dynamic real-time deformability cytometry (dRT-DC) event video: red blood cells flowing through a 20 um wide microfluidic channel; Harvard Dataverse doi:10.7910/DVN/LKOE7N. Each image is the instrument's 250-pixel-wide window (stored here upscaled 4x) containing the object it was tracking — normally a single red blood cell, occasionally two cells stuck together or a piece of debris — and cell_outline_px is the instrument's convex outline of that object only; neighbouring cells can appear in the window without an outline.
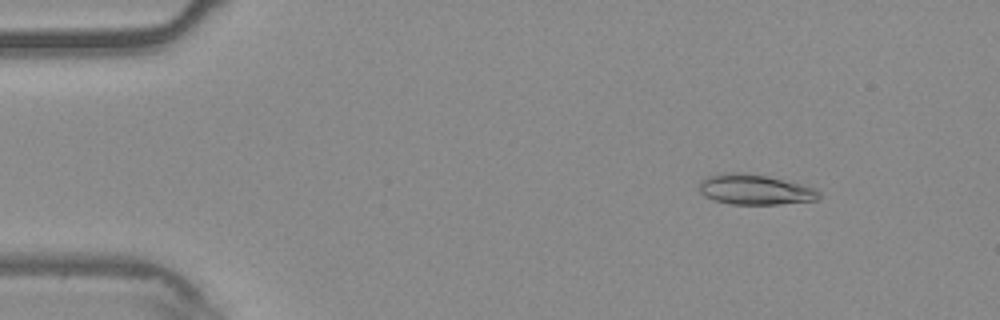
{"species": "common noctule bat (a hibernating species)", "species_latin": "Nyctalus noctula", "temperature_condition": "warm", "stored_images_in_passage": 55, "camera_frame_rate_fps": 3000, "um_per_image_px": 0.085, "animal": {"sex": "male", "body_mass_g": 20.4}, "frame": {"image": 1, "passage_image": 7, "time_ms": 2.0, "image_size_px": [1000, 320], "cell_outline_px": [[820, 196], [816, 200], [780, 204], [732, 204], [712, 200], [704, 196], [700, 192], [700, 180], [708, 176], [720, 172], [744, 172], [768, 176], [800, 184], [812, 188], [820, 192]], "centroid_in_image_um": [64.11, 16.1], "position_along_channel_um": 20.9, "area_um2": 21.15}}
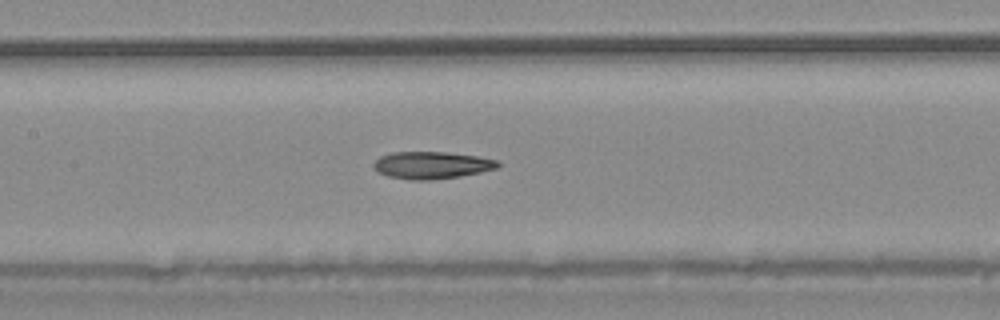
{"frame": {"image": 2, "passage_image": 26, "time_ms": 8.333, "image_size_px": [1000, 320], "cell_outline_px": [[500, 164], [496, 168], [480, 172], [460, 176], [432, 180], [408, 180], [388, 176], [372, 168], [372, 164], [380, 156], [392, 152], [444, 152], [476, 156], [500, 160]], "centroid_in_image_um": [36.68, 14.04], "position_along_channel_um": 170.7, "area_um2": 19.71}}
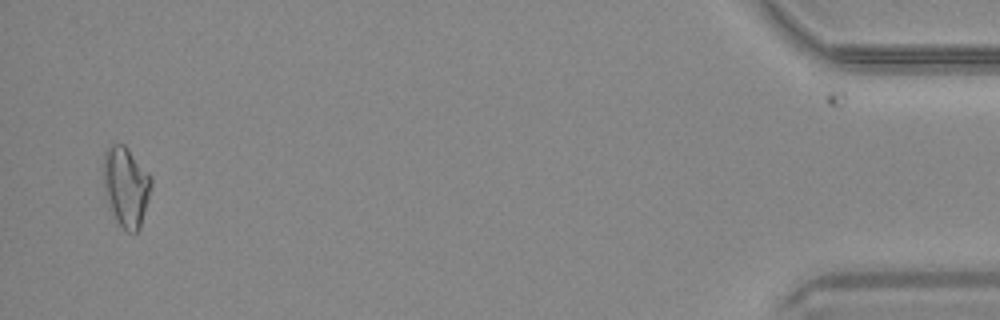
{"frame": {"image": 3, "passage_image": 53, "time_ms": 17.333, "image_size_px": [1000, 320], "cell_outline_px": [[152, 188], [140, 228], [136, 232], [128, 232], [116, 220], [104, 196], [104, 152], [112, 144], [124, 144], [128, 148], [152, 176]], "centroid_in_image_um": [10.73, 15.85], "position_along_channel_um": 424.5, "area_um2": 22.37}, "authors_computed_cell_mechanics": {"area_um2": 20.0566, "velocity_mm_per_s": 3.7586, "shape_relaxation_time_tau1_ms": null, "shape_relaxation_time_tau2_ms": 4.275, "deformation_change_tau1": null, "deformation_change_tau2": 0.1286}}